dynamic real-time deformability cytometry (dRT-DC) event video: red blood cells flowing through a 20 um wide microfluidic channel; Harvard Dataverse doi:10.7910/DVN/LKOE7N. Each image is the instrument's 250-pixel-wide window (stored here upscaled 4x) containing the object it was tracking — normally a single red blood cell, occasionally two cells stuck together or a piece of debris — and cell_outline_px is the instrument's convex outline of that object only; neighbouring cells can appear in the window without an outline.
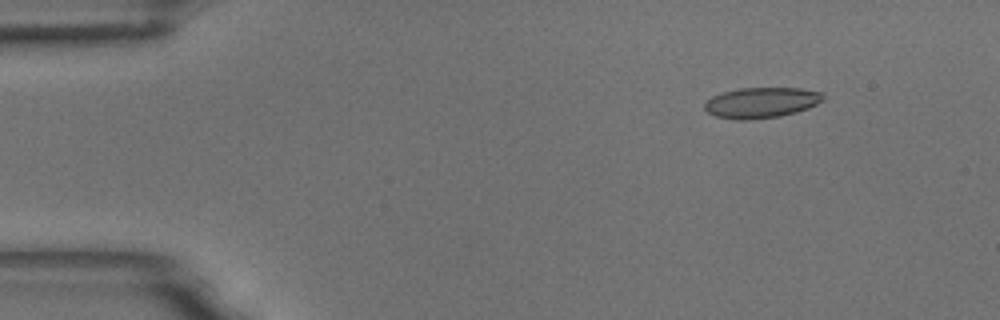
{"species": "common noctule bat (a hibernating species)", "species_latin": "Nyctalus noctula", "temperature_condition": "room temperature", "stored_images_in_passage": 50, "camera_frame_rate_fps": 3000, "um_per_image_px": 0.085, "animal": {"sex": "male", "body_mass_g": 18.8}, "frame": {"image": 1, "passage_image": 1, "time_ms": 0.0, "image_size_px": [1000, 320], "cell_outline_px": [[824, 100], [808, 108], [796, 112], [780, 116], [748, 120], [736, 120], [716, 116], [708, 112], [704, 108], [704, 104], [712, 96], [724, 92], [740, 88], [800, 88], [824, 92]], "centroid_in_image_um": [64.74, 8.72], "position_along_channel_um": 20.3, "area_um2": 21.15}}
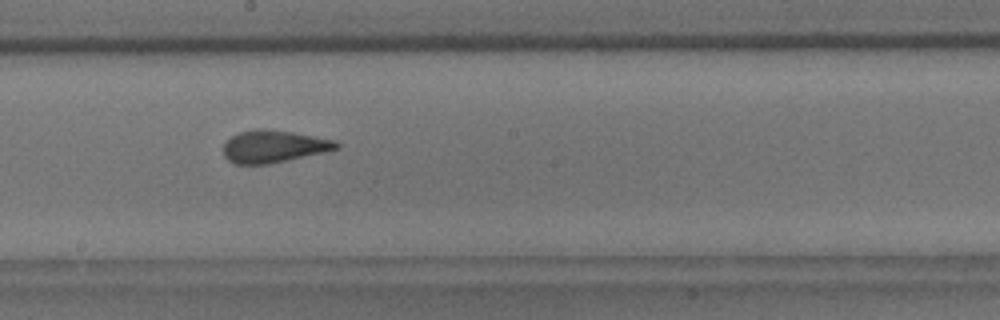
{"frame": {"image": 2, "passage_image": 25, "time_ms": 8.0, "image_size_px": [1000, 320], "cell_outline_px": [[340, 148], [324, 152], [268, 164], [236, 164], [228, 160], [224, 156], [224, 144], [232, 136], [240, 132], [256, 128], [264, 128], [292, 132], [336, 140], [340, 144]], "centroid_in_image_um": [23.27, 12.44], "position_along_channel_um": 224.9, "area_um2": 21.21}}
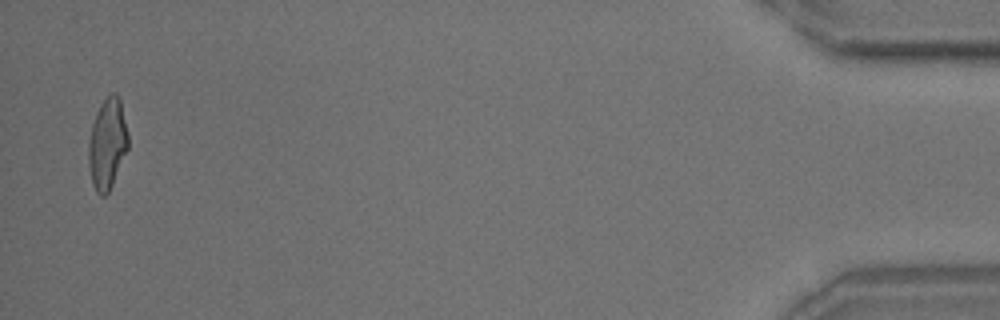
{"frame": {"image": 3, "passage_image": 49, "time_ms": 16.0, "image_size_px": [1000, 320], "cell_outline_px": [[128, 148], [112, 184], [108, 192], [104, 196], [100, 196], [96, 192], [92, 184], [88, 164], [88, 140], [92, 124], [96, 112], [100, 104], [112, 92], [116, 92], [120, 100], [128, 132]], "centroid_in_image_um": [9.11, 12.22], "position_along_channel_um": 426.1, "area_um2": 20.98}, "authors_computed_cell_mechanics": {"area_um2": 21.2415, "velocity_mm_per_s": 3.607, "shape_relaxation_time_tau1_ms": 7.353, "shape_relaxation_time_tau2_ms": 1.3139, "deformation_change_tau1": 0.1816, "deformation_change_tau2": 0.0811}}